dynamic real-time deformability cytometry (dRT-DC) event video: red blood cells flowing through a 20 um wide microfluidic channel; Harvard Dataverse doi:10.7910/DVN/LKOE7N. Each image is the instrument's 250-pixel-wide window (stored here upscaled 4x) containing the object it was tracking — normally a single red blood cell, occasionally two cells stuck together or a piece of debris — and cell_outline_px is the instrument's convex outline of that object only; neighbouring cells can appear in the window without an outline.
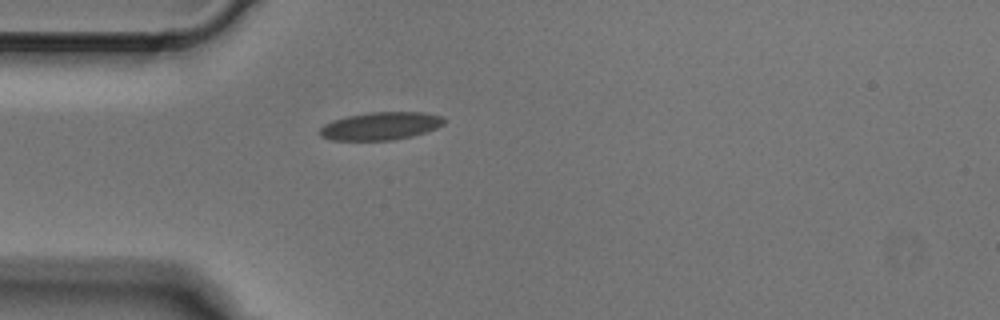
{"species": "Egyptian fruit bat (a non-hibernating species)", "species_latin": "Rousettus aegyptiacus", "temperature_condition": "cold", "stored_images_in_passage": 1, "camera_frame_rate_fps": 3000, "um_per_image_px": 0.085, "animal": {"sex": "male"}, "frame": {"image": 1, "passage_image": 1, "time_ms": 0.0, "image_size_px": [1000, 320], "cell_outline_px": [[448, 120], [444, 124], [436, 128], [412, 136], [392, 140], [332, 140], [320, 136], [320, 128], [324, 124], [332, 120], [348, 116], [368, 112], [424, 112], [444, 116]], "centroid_in_image_um": [32.39, 10.7], "position_along_channel_um": 52.6, "area_um2": 20.29}}